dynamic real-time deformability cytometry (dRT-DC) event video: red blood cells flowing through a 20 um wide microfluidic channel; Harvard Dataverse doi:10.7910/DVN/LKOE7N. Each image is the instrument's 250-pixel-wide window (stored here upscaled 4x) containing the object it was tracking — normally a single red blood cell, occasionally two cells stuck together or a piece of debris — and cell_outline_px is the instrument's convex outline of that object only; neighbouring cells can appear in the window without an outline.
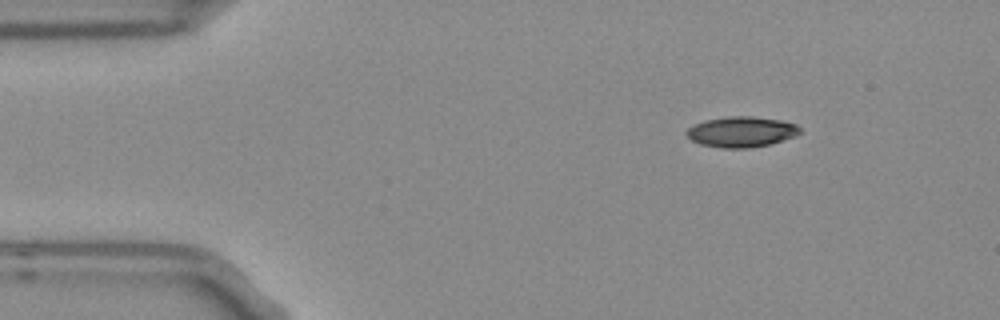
{"species": "Egyptian fruit bat (a non-hibernating species)", "species_latin": "Rousettus aegyptiacus", "temperature_condition": "room temperature", "stored_images_in_passage": 4, "camera_frame_rate_fps": 3000, "um_per_image_px": 0.085, "frame": {"image": 1, "passage_image": 1, "time_ms": 0.0, "image_size_px": [1000, 320], "cell_outline_px": [[800, 132], [796, 136], [768, 144], [748, 148], [720, 148], [700, 144], [692, 140], [684, 132], [692, 124], [704, 120], [728, 116], [752, 116], [780, 120], [796, 124], [800, 128]], "centroid_in_image_um": [62.98, 11.2], "position_along_channel_um": 22.0, "area_um2": 20.23}}
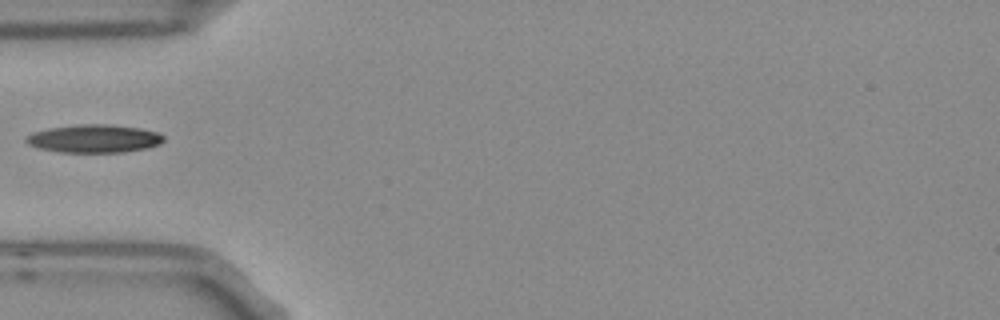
{"frame": {"image": 2, "passage_image": 4, "time_ms": 1.0, "image_size_px": [1000, 320], "cell_outline_px": [[164, 140], [160, 144], [148, 148], [124, 152], [60, 152], [40, 148], [28, 144], [24, 140], [32, 132], [48, 128], [76, 124], [108, 124], [140, 128], [156, 132], [164, 136]], "centroid_in_image_um": [8.01, 11.78], "position_along_channel_um": 77.0, "area_um2": 22.54}}